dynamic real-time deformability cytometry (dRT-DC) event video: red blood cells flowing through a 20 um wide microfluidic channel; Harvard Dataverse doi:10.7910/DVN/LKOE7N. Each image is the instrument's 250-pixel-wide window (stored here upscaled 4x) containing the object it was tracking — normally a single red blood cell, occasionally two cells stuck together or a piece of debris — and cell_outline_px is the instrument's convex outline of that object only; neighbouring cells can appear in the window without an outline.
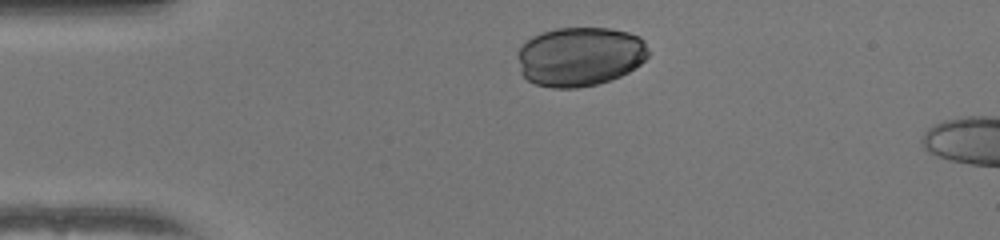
{"species": "human", "species_latin": "Homo sapiens", "temperature_condition": "warm", "stored_images_in_passage": 31, "camera_frame_rate_fps": 3000, "um_per_image_px": 0.085, "donor": {"sex": "female"}, "frame": {"image": 1, "passage_image": 1, "time_ms": 0.0, "image_size_px": [1000, 240], "cell_outline_px": [[648, 56], [640, 64], [628, 72], [620, 76], [596, 84], [576, 88], [552, 88], [536, 84], [528, 80], [520, 72], [516, 56], [516, 52], [532, 36], [540, 32], [556, 28], [608, 28], [628, 32], [640, 36], [644, 40], [648, 48]], "centroid_in_image_um": [49.27, 4.79], "position_along_channel_um": 35.7, "area_um2": 45.43}}
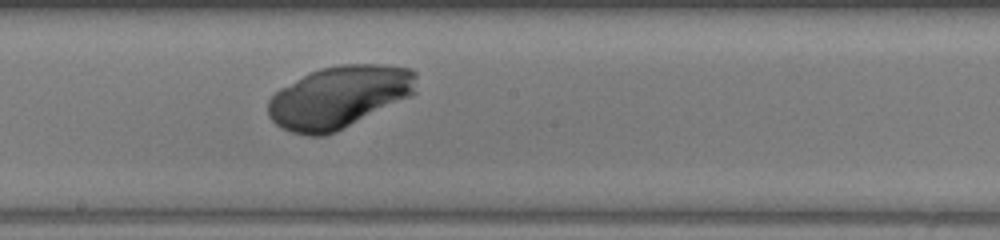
{"frame": {"image": 2, "passage_image": 18, "time_ms": 5.667, "image_size_px": [1000, 240], "cell_outline_px": [[416, 92], [412, 96], [336, 132], [324, 136], [308, 136], [292, 132], [280, 128], [268, 116], [268, 100], [280, 88], [320, 68], [340, 64], [384, 64], [412, 68], [416, 72]], "centroid_in_image_um": [28.85, 8.25], "position_along_channel_um": 219.3, "area_um2": 54.04}}
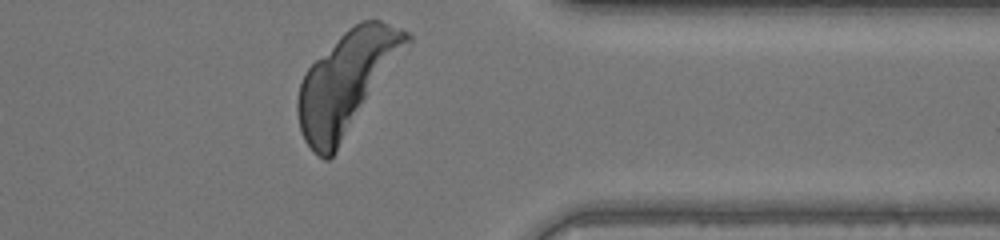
{"frame": {"image": 3, "passage_image": 31, "time_ms": 10.0, "image_size_px": [1000, 240], "cell_outline_px": [[412, 40], [336, 152], [328, 160], [324, 160], [312, 152], [304, 140], [300, 128], [296, 112], [296, 100], [300, 84], [308, 68], [348, 28], [364, 20], [380, 20], [400, 28], [408, 32], [412, 36]], "centroid_in_image_um": [29.45, 7.03], "position_along_channel_um": 382.0, "area_um2": 63.46}}